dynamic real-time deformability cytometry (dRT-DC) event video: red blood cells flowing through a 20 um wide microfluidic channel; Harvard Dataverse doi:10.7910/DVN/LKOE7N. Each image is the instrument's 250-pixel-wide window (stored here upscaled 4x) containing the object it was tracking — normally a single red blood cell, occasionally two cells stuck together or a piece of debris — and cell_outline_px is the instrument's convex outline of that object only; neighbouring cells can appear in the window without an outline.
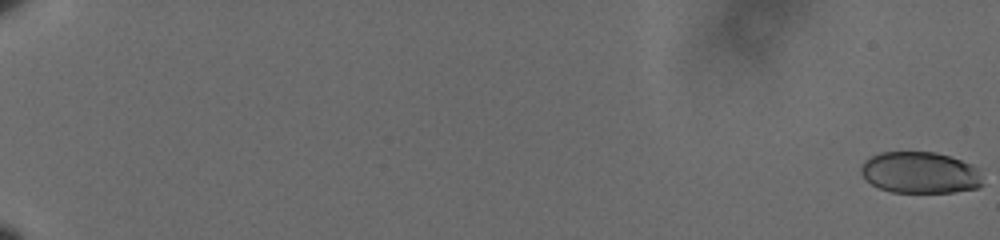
{"species": "human", "species_latin": "Homo sapiens", "temperature_condition": "cold", "stored_images_in_passage": 22, "camera_frame_rate_fps": 3000, "um_per_image_px": 0.085, "donor": {"sex": "male"}, "frame": {"image": 1, "passage_image": 1, "time_ms": 0.0, "image_size_px": [1000, 240], "cell_outline_px": [[984, 184], [976, 188], [956, 192], [892, 192], [880, 188], [872, 184], [860, 172], [860, 168], [864, 160], [880, 152], [936, 152], [972, 164], [976, 168]], "centroid_in_image_um": [78.2, 14.67], "position_along_channel_um": 6.8, "area_um2": 29.3}}
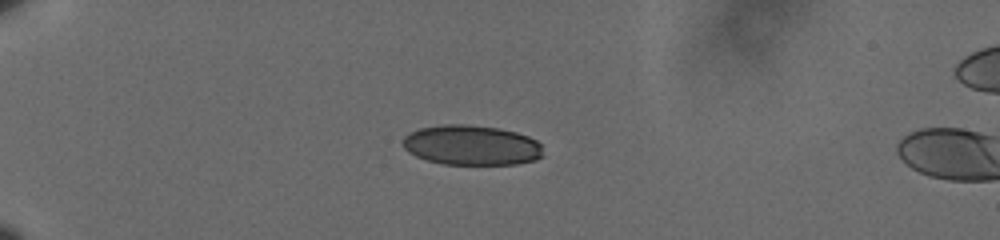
{"frame": {"image": 2, "passage_image": 20, "time_ms": 6.333, "image_size_px": [1000, 240], "cell_outline_px": [[544, 156], [536, 160], [516, 164], [444, 164], [428, 160], [416, 156], [408, 152], [404, 148], [404, 136], [420, 128], [444, 124], [464, 124], [500, 128], [516, 132], [528, 136], [536, 140], [540, 144]], "centroid_in_image_um": [40.11, 12.34], "position_along_channel_um": 44.9, "area_um2": 32.66}}